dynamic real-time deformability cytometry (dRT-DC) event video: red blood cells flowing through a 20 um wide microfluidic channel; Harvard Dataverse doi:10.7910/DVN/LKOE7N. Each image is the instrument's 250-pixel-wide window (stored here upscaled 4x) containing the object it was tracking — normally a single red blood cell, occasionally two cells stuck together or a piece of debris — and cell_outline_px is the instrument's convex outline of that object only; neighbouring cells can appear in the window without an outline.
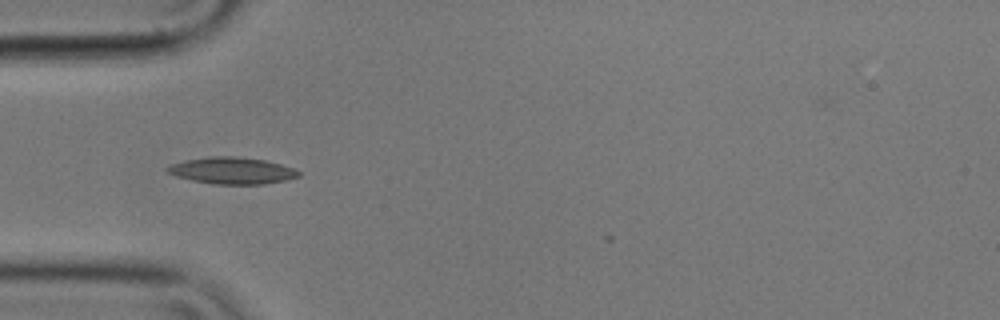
{"species": "common noctule bat (a hibernating species)", "species_latin": "Nyctalus noctula", "temperature_condition": "cold", "stored_images_in_passage": 38, "camera_frame_rate_fps": 3000, "um_per_image_px": 0.085, "animal": {"sex": "male", "body_mass_g": 17.9}, "frame": {"image": 1, "passage_image": 1, "time_ms": 0.0, "image_size_px": [1000, 320], "cell_outline_px": [[300, 176], [284, 180], [264, 184], [212, 184], [192, 180], [176, 176], [168, 172], [164, 168], [172, 164], [184, 160], [208, 156], [232, 156], [264, 160], [280, 164], [292, 168], [300, 172]], "centroid_in_image_um": [19.69, 14.5], "position_along_channel_um": 65.3, "area_um2": 20.29}}
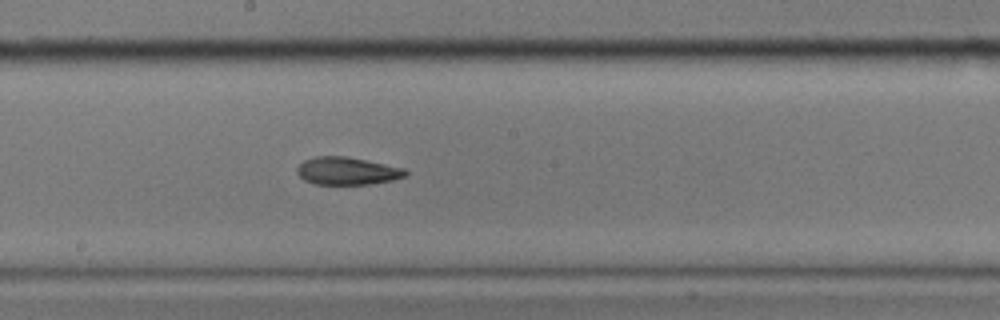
{"frame": {"image": 2, "passage_image": 14, "time_ms": 4.333, "image_size_px": [1000, 320], "cell_outline_px": [[408, 176], [392, 180], [368, 184], [316, 184], [304, 180], [296, 172], [296, 168], [304, 160], [312, 156], [348, 156], [404, 168], [408, 172]], "centroid_in_image_um": [29.5, 14.52], "position_along_channel_um": 218.7, "area_um2": 17.57}}
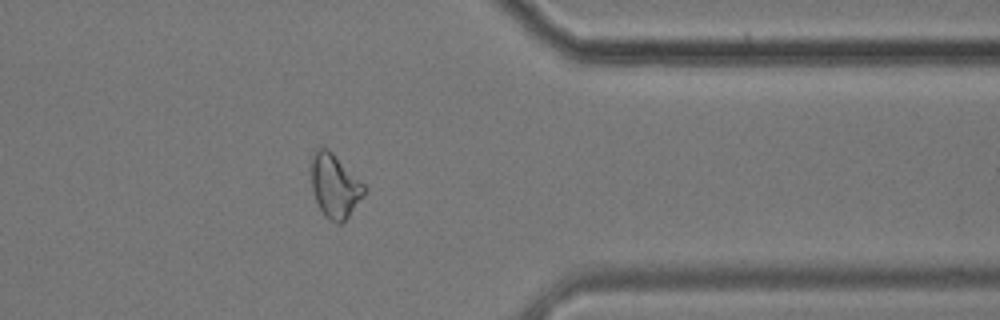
{"frame": {"image": 3, "passage_image": 29, "time_ms": 9.333, "image_size_px": [1000, 320], "cell_outline_px": [[368, 188], [344, 224], [336, 224], [324, 216], [316, 200], [312, 188], [312, 152], [316, 148], [328, 148]], "centroid_in_image_um": [28.47, 15.83], "position_along_channel_um": 382.9, "area_um2": 19.65}, "authors_computed_cell_mechanics": {"area_um2": 18.3226, "velocity_mm_per_s": 3.5361, "shape_relaxation_time_tau1_ms": 7.7014, "shape_relaxation_time_tau2_ms": 6.7266, "deformation_change_tau1": 0.1915, "deformation_change_tau2": 0.1401}}